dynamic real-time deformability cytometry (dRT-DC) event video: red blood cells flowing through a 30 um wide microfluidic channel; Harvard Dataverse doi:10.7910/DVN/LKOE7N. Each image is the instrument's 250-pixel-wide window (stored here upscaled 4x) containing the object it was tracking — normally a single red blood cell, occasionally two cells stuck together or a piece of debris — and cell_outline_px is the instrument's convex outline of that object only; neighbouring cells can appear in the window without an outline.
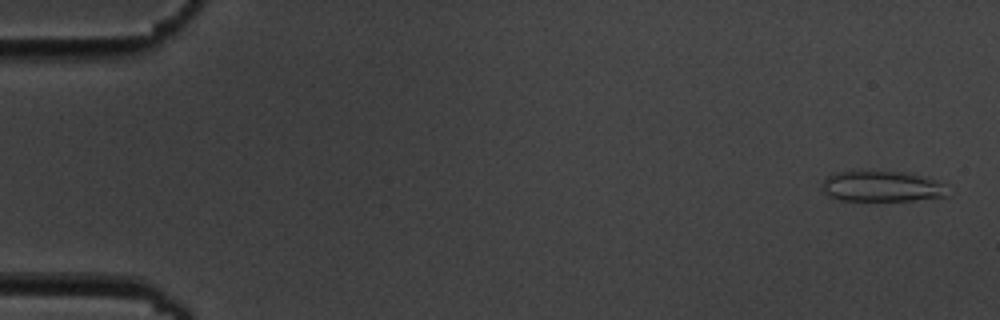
{"species": "common noctule bat (a hibernating species)", "species_latin": "Nyctalus noctula", "temperature_condition": "cold", "stored_images_in_passage": 5, "camera_frame_rate_fps": 3000, "um_per_image_px": 0.085, "animal": {"sex": "male", "body_mass_g": 19.5, "forearm_length_mm": 54.6}, "frame": {"image": 1, "passage_image": 1, "time_ms": 0.0, "image_size_px": [1000, 320], "cell_outline_px": [[948, 196], [916, 200], [840, 200], [824, 192], [820, 188], [820, 184], [832, 172], [852, 168], [860, 168], [904, 172], [936, 180], [944, 184]], "centroid_in_image_um": [74.86, 15.78], "position_along_channel_um": 10.1, "area_um2": 23.29}}
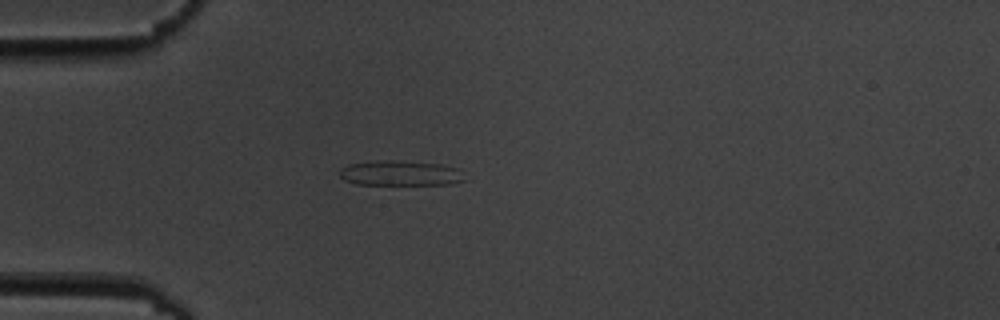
{"frame": {"image": 2, "passage_image": 5, "time_ms": 4.667, "image_size_px": [1000, 320], "cell_outline_px": [[464, 180], [452, 184], [356, 184], [344, 180], [340, 176], [340, 168], [348, 164], [376, 160], [400, 160], [440, 164], [460, 168]], "centroid_in_image_um": [34.02, 14.7], "position_along_channel_um": 51.0, "area_um2": 18.38}}